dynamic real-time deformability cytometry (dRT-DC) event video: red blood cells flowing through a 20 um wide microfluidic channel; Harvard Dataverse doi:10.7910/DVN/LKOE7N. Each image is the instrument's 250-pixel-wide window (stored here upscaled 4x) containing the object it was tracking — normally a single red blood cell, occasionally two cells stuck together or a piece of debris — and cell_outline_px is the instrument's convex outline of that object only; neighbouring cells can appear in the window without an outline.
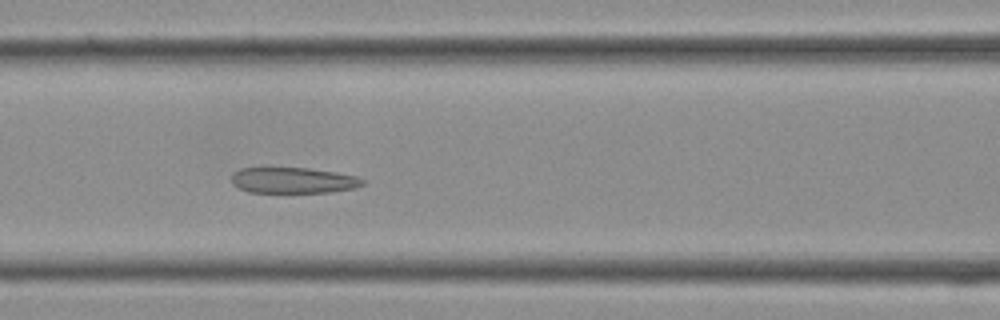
{"species": "Egyptian fruit bat (a non-hibernating species)", "species_latin": "Rousettus aegyptiacus", "temperature_condition": "cold", "stored_images_in_passage": 38, "camera_frame_rate_fps": 3000, "um_per_image_px": 0.085, "frame": {"image": 1, "passage_image": 16, "time_ms": 5.0, "image_size_px": [1000, 320], "cell_outline_px": [[368, 180], [364, 184], [356, 188], [332, 192], [248, 192], [232, 184], [232, 172], [240, 168], [308, 168], [336, 172], [356, 176]], "centroid_in_image_um": [24.96, 15.33], "position_along_channel_um": 141.6, "area_um2": 19.88}}
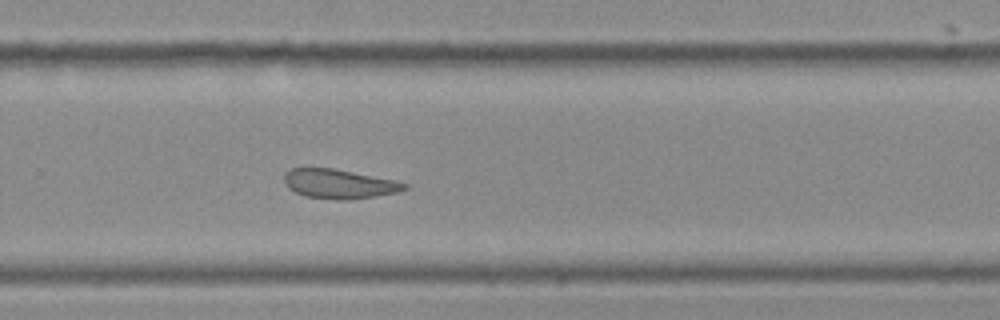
{"frame": {"image": 2, "passage_image": 25, "time_ms": 8.0, "image_size_px": [1000, 320], "cell_outline_px": [[408, 188], [396, 192], [376, 196], [348, 200], [344, 200], [304, 196], [288, 188], [284, 184], [284, 172], [292, 168], [332, 168], [396, 180], [408, 184]], "centroid_in_image_um": [28.81, 15.62], "position_along_channel_um": 301.0, "area_um2": 20.52}}
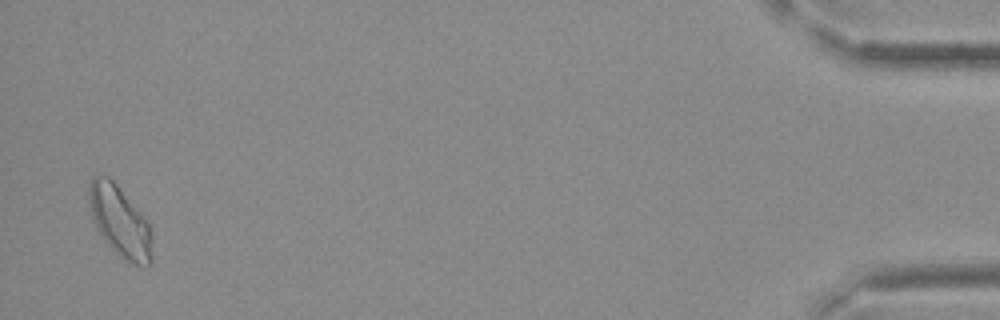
{"frame": {"image": 3, "passage_image": 37, "time_ms": 12.0, "image_size_px": [1000, 320], "cell_outline_px": [[152, 264], [128, 264], [104, 240], [96, 228], [92, 220], [88, 200], [88, 184], [92, 176], [108, 176], [116, 184], [148, 220], [152, 236]], "centroid_in_image_um": [10.18, 18.82], "position_along_channel_um": 425.0, "area_um2": 26.3}}